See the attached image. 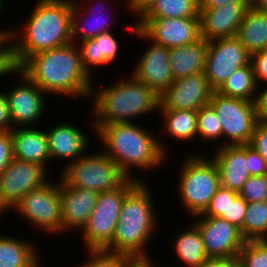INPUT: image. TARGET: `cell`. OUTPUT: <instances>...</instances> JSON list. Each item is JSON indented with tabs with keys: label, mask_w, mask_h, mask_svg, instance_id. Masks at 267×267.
Returning a JSON list of instances; mask_svg holds the SVG:
<instances>
[{
	"label": "cell",
	"mask_w": 267,
	"mask_h": 267,
	"mask_svg": "<svg viewBox=\"0 0 267 267\" xmlns=\"http://www.w3.org/2000/svg\"><path fill=\"white\" fill-rule=\"evenodd\" d=\"M57 178L61 194L62 235L68 231L80 232L90 218L99 193L70 187L60 176Z\"/></svg>",
	"instance_id": "cell-19"
},
{
	"label": "cell",
	"mask_w": 267,
	"mask_h": 267,
	"mask_svg": "<svg viewBox=\"0 0 267 267\" xmlns=\"http://www.w3.org/2000/svg\"><path fill=\"white\" fill-rule=\"evenodd\" d=\"M61 122L50 130H45L48 137L50 159L66 160L63 169L88 151L89 139L84 131L71 122Z\"/></svg>",
	"instance_id": "cell-21"
},
{
	"label": "cell",
	"mask_w": 267,
	"mask_h": 267,
	"mask_svg": "<svg viewBox=\"0 0 267 267\" xmlns=\"http://www.w3.org/2000/svg\"><path fill=\"white\" fill-rule=\"evenodd\" d=\"M197 139L207 144L215 141L219 143L218 146H222V124L210 104L201 107L197 112Z\"/></svg>",
	"instance_id": "cell-33"
},
{
	"label": "cell",
	"mask_w": 267,
	"mask_h": 267,
	"mask_svg": "<svg viewBox=\"0 0 267 267\" xmlns=\"http://www.w3.org/2000/svg\"><path fill=\"white\" fill-rule=\"evenodd\" d=\"M15 74H17L16 78L20 80V84H15L16 86H11L10 89L5 90L12 125L14 128L33 127L44 118L47 108L46 102L48 101L46 100L47 94L19 69L15 71Z\"/></svg>",
	"instance_id": "cell-14"
},
{
	"label": "cell",
	"mask_w": 267,
	"mask_h": 267,
	"mask_svg": "<svg viewBox=\"0 0 267 267\" xmlns=\"http://www.w3.org/2000/svg\"><path fill=\"white\" fill-rule=\"evenodd\" d=\"M154 206L148 183L140 181L126 195L112 241L103 250L130 259L150 258L147 247L159 226Z\"/></svg>",
	"instance_id": "cell-4"
},
{
	"label": "cell",
	"mask_w": 267,
	"mask_h": 267,
	"mask_svg": "<svg viewBox=\"0 0 267 267\" xmlns=\"http://www.w3.org/2000/svg\"><path fill=\"white\" fill-rule=\"evenodd\" d=\"M13 129L8 99L4 88L0 90V132H11Z\"/></svg>",
	"instance_id": "cell-43"
},
{
	"label": "cell",
	"mask_w": 267,
	"mask_h": 267,
	"mask_svg": "<svg viewBox=\"0 0 267 267\" xmlns=\"http://www.w3.org/2000/svg\"><path fill=\"white\" fill-rule=\"evenodd\" d=\"M249 145L267 162V121L260 120L257 123Z\"/></svg>",
	"instance_id": "cell-40"
},
{
	"label": "cell",
	"mask_w": 267,
	"mask_h": 267,
	"mask_svg": "<svg viewBox=\"0 0 267 267\" xmlns=\"http://www.w3.org/2000/svg\"><path fill=\"white\" fill-rule=\"evenodd\" d=\"M238 195L239 192L220 186L202 215L206 217L227 215L230 202Z\"/></svg>",
	"instance_id": "cell-36"
},
{
	"label": "cell",
	"mask_w": 267,
	"mask_h": 267,
	"mask_svg": "<svg viewBox=\"0 0 267 267\" xmlns=\"http://www.w3.org/2000/svg\"><path fill=\"white\" fill-rule=\"evenodd\" d=\"M41 261H39L34 267H41L42 266V263L40 265Z\"/></svg>",
	"instance_id": "cell-53"
},
{
	"label": "cell",
	"mask_w": 267,
	"mask_h": 267,
	"mask_svg": "<svg viewBox=\"0 0 267 267\" xmlns=\"http://www.w3.org/2000/svg\"><path fill=\"white\" fill-rule=\"evenodd\" d=\"M128 77L107 87H92V129L93 124L135 122L136 118L158 112L159 96L131 74Z\"/></svg>",
	"instance_id": "cell-5"
},
{
	"label": "cell",
	"mask_w": 267,
	"mask_h": 267,
	"mask_svg": "<svg viewBox=\"0 0 267 267\" xmlns=\"http://www.w3.org/2000/svg\"><path fill=\"white\" fill-rule=\"evenodd\" d=\"M113 35L112 31H107L94 39L77 43L81 53L82 66L91 78L94 76L92 73L94 67L111 65V62L113 63L115 58H118L119 42L118 38Z\"/></svg>",
	"instance_id": "cell-24"
},
{
	"label": "cell",
	"mask_w": 267,
	"mask_h": 267,
	"mask_svg": "<svg viewBox=\"0 0 267 267\" xmlns=\"http://www.w3.org/2000/svg\"><path fill=\"white\" fill-rule=\"evenodd\" d=\"M239 195L247 202L267 201V174L251 176L244 183Z\"/></svg>",
	"instance_id": "cell-37"
},
{
	"label": "cell",
	"mask_w": 267,
	"mask_h": 267,
	"mask_svg": "<svg viewBox=\"0 0 267 267\" xmlns=\"http://www.w3.org/2000/svg\"><path fill=\"white\" fill-rule=\"evenodd\" d=\"M182 267H183V265H181ZM181 266H179V267H181ZM156 267H162L161 265L160 266H156ZM163 267H166V265L165 266H163ZM169 267V266H168ZM172 267H177V266H172Z\"/></svg>",
	"instance_id": "cell-55"
},
{
	"label": "cell",
	"mask_w": 267,
	"mask_h": 267,
	"mask_svg": "<svg viewBox=\"0 0 267 267\" xmlns=\"http://www.w3.org/2000/svg\"><path fill=\"white\" fill-rule=\"evenodd\" d=\"M237 262L238 267H267V242L245 241L238 254Z\"/></svg>",
	"instance_id": "cell-34"
},
{
	"label": "cell",
	"mask_w": 267,
	"mask_h": 267,
	"mask_svg": "<svg viewBox=\"0 0 267 267\" xmlns=\"http://www.w3.org/2000/svg\"><path fill=\"white\" fill-rule=\"evenodd\" d=\"M4 29V30H3ZM2 30L0 29V38L4 35V34H8V29L7 30L5 28H3Z\"/></svg>",
	"instance_id": "cell-51"
},
{
	"label": "cell",
	"mask_w": 267,
	"mask_h": 267,
	"mask_svg": "<svg viewBox=\"0 0 267 267\" xmlns=\"http://www.w3.org/2000/svg\"><path fill=\"white\" fill-rule=\"evenodd\" d=\"M149 0H130V4L134 15L148 2Z\"/></svg>",
	"instance_id": "cell-50"
},
{
	"label": "cell",
	"mask_w": 267,
	"mask_h": 267,
	"mask_svg": "<svg viewBox=\"0 0 267 267\" xmlns=\"http://www.w3.org/2000/svg\"><path fill=\"white\" fill-rule=\"evenodd\" d=\"M18 69L50 96L88 100L92 87L96 85L94 78L84 70L80 49L74 42L38 52L27 58Z\"/></svg>",
	"instance_id": "cell-1"
},
{
	"label": "cell",
	"mask_w": 267,
	"mask_h": 267,
	"mask_svg": "<svg viewBox=\"0 0 267 267\" xmlns=\"http://www.w3.org/2000/svg\"><path fill=\"white\" fill-rule=\"evenodd\" d=\"M251 0H233L218 8H200L201 38L212 41L236 37Z\"/></svg>",
	"instance_id": "cell-18"
},
{
	"label": "cell",
	"mask_w": 267,
	"mask_h": 267,
	"mask_svg": "<svg viewBox=\"0 0 267 267\" xmlns=\"http://www.w3.org/2000/svg\"><path fill=\"white\" fill-rule=\"evenodd\" d=\"M17 69L12 41L8 34H4L0 38V78L10 74L15 75Z\"/></svg>",
	"instance_id": "cell-38"
},
{
	"label": "cell",
	"mask_w": 267,
	"mask_h": 267,
	"mask_svg": "<svg viewBox=\"0 0 267 267\" xmlns=\"http://www.w3.org/2000/svg\"><path fill=\"white\" fill-rule=\"evenodd\" d=\"M60 173V177L70 187L89 189L97 193L115 189L128 178L102 149L90 154L88 150Z\"/></svg>",
	"instance_id": "cell-8"
},
{
	"label": "cell",
	"mask_w": 267,
	"mask_h": 267,
	"mask_svg": "<svg viewBox=\"0 0 267 267\" xmlns=\"http://www.w3.org/2000/svg\"><path fill=\"white\" fill-rule=\"evenodd\" d=\"M200 152L187 155L178 171L177 193L190 217L202 214L220 187V176L215 161Z\"/></svg>",
	"instance_id": "cell-6"
},
{
	"label": "cell",
	"mask_w": 267,
	"mask_h": 267,
	"mask_svg": "<svg viewBox=\"0 0 267 267\" xmlns=\"http://www.w3.org/2000/svg\"><path fill=\"white\" fill-rule=\"evenodd\" d=\"M87 256L86 262L74 267H125L130 259L128 256L118 253H111L103 249L85 250Z\"/></svg>",
	"instance_id": "cell-35"
},
{
	"label": "cell",
	"mask_w": 267,
	"mask_h": 267,
	"mask_svg": "<svg viewBox=\"0 0 267 267\" xmlns=\"http://www.w3.org/2000/svg\"><path fill=\"white\" fill-rule=\"evenodd\" d=\"M262 241L267 242V235L262 239Z\"/></svg>",
	"instance_id": "cell-54"
},
{
	"label": "cell",
	"mask_w": 267,
	"mask_h": 267,
	"mask_svg": "<svg viewBox=\"0 0 267 267\" xmlns=\"http://www.w3.org/2000/svg\"><path fill=\"white\" fill-rule=\"evenodd\" d=\"M247 209V201L238 195L230 202L227 215H222L221 218L229 223L236 225L238 228L243 226V221Z\"/></svg>",
	"instance_id": "cell-39"
},
{
	"label": "cell",
	"mask_w": 267,
	"mask_h": 267,
	"mask_svg": "<svg viewBox=\"0 0 267 267\" xmlns=\"http://www.w3.org/2000/svg\"><path fill=\"white\" fill-rule=\"evenodd\" d=\"M4 7H5V5L0 1V14L4 13L3 12L4 11Z\"/></svg>",
	"instance_id": "cell-52"
},
{
	"label": "cell",
	"mask_w": 267,
	"mask_h": 267,
	"mask_svg": "<svg viewBox=\"0 0 267 267\" xmlns=\"http://www.w3.org/2000/svg\"><path fill=\"white\" fill-rule=\"evenodd\" d=\"M126 29L133 33L132 36L148 41L149 47L142 57H139L131 75L138 81L149 86L158 96L173 82L172 72L169 64V49L149 40L137 26V21L132 22Z\"/></svg>",
	"instance_id": "cell-15"
},
{
	"label": "cell",
	"mask_w": 267,
	"mask_h": 267,
	"mask_svg": "<svg viewBox=\"0 0 267 267\" xmlns=\"http://www.w3.org/2000/svg\"><path fill=\"white\" fill-rule=\"evenodd\" d=\"M215 161L220 186L239 192L244 183L251 177L249 171V144L215 146Z\"/></svg>",
	"instance_id": "cell-20"
},
{
	"label": "cell",
	"mask_w": 267,
	"mask_h": 267,
	"mask_svg": "<svg viewBox=\"0 0 267 267\" xmlns=\"http://www.w3.org/2000/svg\"><path fill=\"white\" fill-rule=\"evenodd\" d=\"M13 158L33 162L47 169L51 165L47 133L41 128L17 127L11 131Z\"/></svg>",
	"instance_id": "cell-23"
},
{
	"label": "cell",
	"mask_w": 267,
	"mask_h": 267,
	"mask_svg": "<svg viewBox=\"0 0 267 267\" xmlns=\"http://www.w3.org/2000/svg\"><path fill=\"white\" fill-rule=\"evenodd\" d=\"M48 180L44 185L30 190L14 206L19 216L31 226L46 234L62 235V211L59 180Z\"/></svg>",
	"instance_id": "cell-10"
},
{
	"label": "cell",
	"mask_w": 267,
	"mask_h": 267,
	"mask_svg": "<svg viewBox=\"0 0 267 267\" xmlns=\"http://www.w3.org/2000/svg\"><path fill=\"white\" fill-rule=\"evenodd\" d=\"M251 6L267 14V0H251Z\"/></svg>",
	"instance_id": "cell-49"
},
{
	"label": "cell",
	"mask_w": 267,
	"mask_h": 267,
	"mask_svg": "<svg viewBox=\"0 0 267 267\" xmlns=\"http://www.w3.org/2000/svg\"><path fill=\"white\" fill-rule=\"evenodd\" d=\"M139 182L127 178L119 187L99 193L90 218L79 233L85 250L104 249L112 241L125 197Z\"/></svg>",
	"instance_id": "cell-7"
},
{
	"label": "cell",
	"mask_w": 267,
	"mask_h": 267,
	"mask_svg": "<svg viewBox=\"0 0 267 267\" xmlns=\"http://www.w3.org/2000/svg\"><path fill=\"white\" fill-rule=\"evenodd\" d=\"M233 0H200V8H218Z\"/></svg>",
	"instance_id": "cell-48"
},
{
	"label": "cell",
	"mask_w": 267,
	"mask_h": 267,
	"mask_svg": "<svg viewBox=\"0 0 267 267\" xmlns=\"http://www.w3.org/2000/svg\"><path fill=\"white\" fill-rule=\"evenodd\" d=\"M6 234H0V267H34L39 254L34 244Z\"/></svg>",
	"instance_id": "cell-27"
},
{
	"label": "cell",
	"mask_w": 267,
	"mask_h": 267,
	"mask_svg": "<svg viewBox=\"0 0 267 267\" xmlns=\"http://www.w3.org/2000/svg\"><path fill=\"white\" fill-rule=\"evenodd\" d=\"M47 173L39 164L13 158L0 173V216L11 211L30 190L44 185L49 180Z\"/></svg>",
	"instance_id": "cell-11"
},
{
	"label": "cell",
	"mask_w": 267,
	"mask_h": 267,
	"mask_svg": "<svg viewBox=\"0 0 267 267\" xmlns=\"http://www.w3.org/2000/svg\"><path fill=\"white\" fill-rule=\"evenodd\" d=\"M250 64L258 87L267 84V49L252 54Z\"/></svg>",
	"instance_id": "cell-41"
},
{
	"label": "cell",
	"mask_w": 267,
	"mask_h": 267,
	"mask_svg": "<svg viewBox=\"0 0 267 267\" xmlns=\"http://www.w3.org/2000/svg\"><path fill=\"white\" fill-rule=\"evenodd\" d=\"M190 227L180 231L173 241L174 254L184 267H197L208 257L205 252L204 241L199 228L193 223ZM182 232V233H181Z\"/></svg>",
	"instance_id": "cell-28"
},
{
	"label": "cell",
	"mask_w": 267,
	"mask_h": 267,
	"mask_svg": "<svg viewBox=\"0 0 267 267\" xmlns=\"http://www.w3.org/2000/svg\"><path fill=\"white\" fill-rule=\"evenodd\" d=\"M150 258L129 259L125 267H156L157 264Z\"/></svg>",
	"instance_id": "cell-47"
},
{
	"label": "cell",
	"mask_w": 267,
	"mask_h": 267,
	"mask_svg": "<svg viewBox=\"0 0 267 267\" xmlns=\"http://www.w3.org/2000/svg\"><path fill=\"white\" fill-rule=\"evenodd\" d=\"M216 92L226 97L257 102L259 87L251 64L237 69Z\"/></svg>",
	"instance_id": "cell-31"
},
{
	"label": "cell",
	"mask_w": 267,
	"mask_h": 267,
	"mask_svg": "<svg viewBox=\"0 0 267 267\" xmlns=\"http://www.w3.org/2000/svg\"><path fill=\"white\" fill-rule=\"evenodd\" d=\"M236 37L251 55L266 50L267 14L250 5L243 16Z\"/></svg>",
	"instance_id": "cell-26"
},
{
	"label": "cell",
	"mask_w": 267,
	"mask_h": 267,
	"mask_svg": "<svg viewBox=\"0 0 267 267\" xmlns=\"http://www.w3.org/2000/svg\"><path fill=\"white\" fill-rule=\"evenodd\" d=\"M208 41L201 38L197 42L169 49V64L174 80L204 72Z\"/></svg>",
	"instance_id": "cell-25"
},
{
	"label": "cell",
	"mask_w": 267,
	"mask_h": 267,
	"mask_svg": "<svg viewBox=\"0 0 267 267\" xmlns=\"http://www.w3.org/2000/svg\"><path fill=\"white\" fill-rule=\"evenodd\" d=\"M25 24L8 30L19 67L32 55L72 43V0H37Z\"/></svg>",
	"instance_id": "cell-3"
},
{
	"label": "cell",
	"mask_w": 267,
	"mask_h": 267,
	"mask_svg": "<svg viewBox=\"0 0 267 267\" xmlns=\"http://www.w3.org/2000/svg\"><path fill=\"white\" fill-rule=\"evenodd\" d=\"M72 1H73V9H72L71 28H72V41L74 43L77 44L81 41L94 39L104 32L111 31V28H112L111 26H113L112 24H114L112 22H114V21L111 19V22H110V19H108V17H107L108 15L106 16L104 13V11L106 10L105 3L107 2V0L106 1L105 0H96V1L94 0L96 2V5L92 4L93 7L91 9H93V11H89V12L86 9V4L85 5L82 4L83 0L80 3L78 0H76V1L72 0ZM115 1H117V0H115ZM123 1L124 2H122V4L124 3V5L126 6L124 8L130 12L129 13L130 15H133L134 12L132 10L130 0H123ZM91 2H92V0H91ZM97 9L98 10L100 9V10L97 11ZM102 10H104V11H102ZM84 11H86V12H84ZM87 14H88V16L92 15L94 17L91 16L92 17L91 19H90V17L85 18V17H88ZM90 24H92V25H90Z\"/></svg>",
	"instance_id": "cell-22"
},
{
	"label": "cell",
	"mask_w": 267,
	"mask_h": 267,
	"mask_svg": "<svg viewBox=\"0 0 267 267\" xmlns=\"http://www.w3.org/2000/svg\"><path fill=\"white\" fill-rule=\"evenodd\" d=\"M240 231L246 241L262 240L267 235V201L247 202Z\"/></svg>",
	"instance_id": "cell-32"
},
{
	"label": "cell",
	"mask_w": 267,
	"mask_h": 267,
	"mask_svg": "<svg viewBox=\"0 0 267 267\" xmlns=\"http://www.w3.org/2000/svg\"><path fill=\"white\" fill-rule=\"evenodd\" d=\"M138 29L152 42L175 48L201 39L200 17H134Z\"/></svg>",
	"instance_id": "cell-12"
},
{
	"label": "cell",
	"mask_w": 267,
	"mask_h": 267,
	"mask_svg": "<svg viewBox=\"0 0 267 267\" xmlns=\"http://www.w3.org/2000/svg\"><path fill=\"white\" fill-rule=\"evenodd\" d=\"M249 171L253 175H266L267 162L265 159L249 145Z\"/></svg>",
	"instance_id": "cell-44"
},
{
	"label": "cell",
	"mask_w": 267,
	"mask_h": 267,
	"mask_svg": "<svg viewBox=\"0 0 267 267\" xmlns=\"http://www.w3.org/2000/svg\"><path fill=\"white\" fill-rule=\"evenodd\" d=\"M13 159V140L11 132H0V173Z\"/></svg>",
	"instance_id": "cell-42"
},
{
	"label": "cell",
	"mask_w": 267,
	"mask_h": 267,
	"mask_svg": "<svg viewBox=\"0 0 267 267\" xmlns=\"http://www.w3.org/2000/svg\"><path fill=\"white\" fill-rule=\"evenodd\" d=\"M200 0H149L133 17H200Z\"/></svg>",
	"instance_id": "cell-30"
},
{
	"label": "cell",
	"mask_w": 267,
	"mask_h": 267,
	"mask_svg": "<svg viewBox=\"0 0 267 267\" xmlns=\"http://www.w3.org/2000/svg\"><path fill=\"white\" fill-rule=\"evenodd\" d=\"M197 112L194 110H158L163 119L161 133L181 142L197 141Z\"/></svg>",
	"instance_id": "cell-29"
},
{
	"label": "cell",
	"mask_w": 267,
	"mask_h": 267,
	"mask_svg": "<svg viewBox=\"0 0 267 267\" xmlns=\"http://www.w3.org/2000/svg\"><path fill=\"white\" fill-rule=\"evenodd\" d=\"M94 131L103 145L102 150L111 157L119 169L128 177L145 181L134 176L133 169L149 171L166 163L167 148L156 134L141 127L139 123L93 124ZM106 147V148H105ZM161 165V166H160ZM132 169V170H131Z\"/></svg>",
	"instance_id": "cell-2"
},
{
	"label": "cell",
	"mask_w": 267,
	"mask_h": 267,
	"mask_svg": "<svg viewBox=\"0 0 267 267\" xmlns=\"http://www.w3.org/2000/svg\"><path fill=\"white\" fill-rule=\"evenodd\" d=\"M214 90L205 73L189 75L174 82L159 95L158 110H194L209 104Z\"/></svg>",
	"instance_id": "cell-17"
},
{
	"label": "cell",
	"mask_w": 267,
	"mask_h": 267,
	"mask_svg": "<svg viewBox=\"0 0 267 267\" xmlns=\"http://www.w3.org/2000/svg\"><path fill=\"white\" fill-rule=\"evenodd\" d=\"M251 54L237 37L208 41L205 76L217 91L237 69L250 64Z\"/></svg>",
	"instance_id": "cell-13"
},
{
	"label": "cell",
	"mask_w": 267,
	"mask_h": 267,
	"mask_svg": "<svg viewBox=\"0 0 267 267\" xmlns=\"http://www.w3.org/2000/svg\"><path fill=\"white\" fill-rule=\"evenodd\" d=\"M197 267H238L237 259L207 258Z\"/></svg>",
	"instance_id": "cell-45"
},
{
	"label": "cell",
	"mask_w": 267,
	"mask_h": 267,
	"mask_svg": "<svg viewBox=\"0 0 267 267\" xmlns=\"http://www.w3.org/2000/svg\"><path fill=\"white\" fill-rule=\"evenodd\" d=\"M194 218V219H193ZM200 230L208 258L237 259L245 243L240 228L221 217H192Z\"/></svg>",
	"instance_id": "cell-16"
},
{
	"label": "cell",
	"mask_w": 267,
	"mask_h": 267,
	"mask_svg": "<svg viewBox=\"0 0 267 267\" xmlns=\"http://www.w3.org/2000/svg\"><path fill=\"white\" fill-rule=\"evenodd\" d=\"M257 104L260 119L267 121V84L259 87V96Z\"/></svg>",
	"instance_id": "cell-46"
},
{
	"label": "cell",
	"mask_w": 267,
	"mask_h": 267,
	"mask_svg": "<svg viewBox=\"0 0 267 267\" xmlns=\"http://www.w3.org/2000/svg\"><path fill=\"white\" fill-rule=\"evenodd\" d=\"M209 104L222 124V146L250 143L261 120L257 102L226 97L214 91Z\"/></svg>",
	"instance_id": "cell-9"
}]
</instances>
